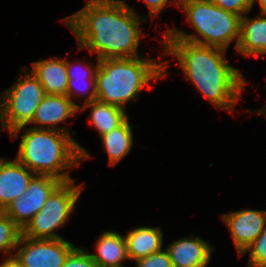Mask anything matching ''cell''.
Instances as JSON below:
<instances>
[{
	"label": "cell",
	"mask_w": 266,
	"mask_h": 267,
	"mask_svg": "<svg viewBox=\"0 0 266 267\" xmlns=\"http://www.w3.org/2000/svg\"><path fill=\"white\" fill-rule=\"evenodd\" d=\"M21 236V229L7 216L4 210H0V252L9 255L16 249Z\"/></svg>",
	"instance_id": "44dd1931"
},
{
	"label": "cell",
	"mask_w": 266,
	"mask_h": 267,
	"mask_svg": "<svg viewBox=\"0 0 266 267\" xmlns=\"http://www.w3.org/2000/svg\"><path fill=\"white\" fill-rule=\"evenodd\" d=\"M257 112V114H262V116L266 117V105L262 109L255 110L254 113Z\"/></svg>",
	"instance_id": "f546056e"
},
{
	"label": "cell",
	"mask_w": 266,
	"mask_h": 267,
	"mask_svg": "<svg viewBox=\"0 0 266 267\" xmlns=\"http://www.w3.org/2000/svg\"><path fill=\"white\" fill-rule=\"evenodd\" d=\"M62 182L50 175H35L23 195L5 208V213L22 230Z\"/></svg>",
	"instance_id": "9c48e42d"
},
{
	"label": "cell",
	"mask_w": 266,
	"mask_h": 267,
	"mask_svg": "<svg viewBox=\"0 0 266 267\" xmlns=\"http://www.w3.org/2000/svg\"><path fill=\"white\" fill-rule=\"evenodd\" d=\"M74 180L62 182L49 196L41 210L21 230L30 239H60L55 230L69 219L83 186H74Z\"/></svg>",
	"instance_id": "8992f818"
},
{
	"label": "cell",
	"mask_w": 266,
	"mask_h": 267,
	"mask_svg": "<svg viewBox=\"0 0 266 267\" xmlns=\"http://www.w3.org/2000/svg\"><path fill=\"white\" fill-rule=\"evenodd\" d=\"M90 109V121L100 136L119 127L127 118L126 111L117 106L93 100L83 104L79 110Z\"/></svg>",
	"instance_id": "ac0fdd59"
},
{
	"label": "cell",
	"mask_w": 266,
	"mask_h": 267,
	"mask_svg": "<svg viewBox=\"0 0 266 267\" xmlns=\"http://www.w3.org/2000/svg\"><path fill=\"white\" fill-rule=\"evenodd\" d=\"M146 19L122 0H88L81 10L62 21L74 33L80 49L88 48L102 60L139 57L143 35L139 27Z\"/></svg>",
	"instance_id": "6da1fadb"
},
{
	"label": "cell",
	"mask_w": 266,
	"mask_h": 267,
	"mask_svg": "<svg viewBox=\"0 0 266 267\" xmlns=\"http://www.w3.org/2000/svg\"><path fill=\"white\" fill-rule=\"evenodd\" d=\"M136 267H173L168 251L161 250L136 260Z\"/></svg>",
	"instance_id": "d4e9b609"
},
{
	"label": "cell",
	"mask_w": 266,
	"mask_h": 267,
	"mask_svg": "<svg viewBox=\"0 0 266 267\" xmlns=\"http://www.w3.org/2000/svg\"><path fill=\"white\" fill-rule=\"evenodd\" d=\"M148 9H149V15H145V18H148L146 16H151V18H155L159 13H161L162 9L165 8L166 6H171L174 3L176 4L175 6L180 7V2L181 0H144Z\"/></svg>",
	"instance_id": "484cf974"
},
{
	"label": "cell",
	"mask_w": 266,
	"mask_h": 267,
	"mask_svg": "<svg viewBox=\"0 0 266 267\" xmlns=\"http://www.w3.org/2000/svg\"><path fill=\"white\" fill-rule=\"evenodd\" d=\"M136 58H106L99 60L95 74L96 100L124 109L140 96L142 89L167 75L166 61L155 62Z\"/></svg>",
	"instance_id": "277c9868"
},
{
	"label": "cell",
	"mask_w": 266,
	"mask_h": 267,
	"mask_svg": "<svg viewBox=\"0 0 266 267\" xmlns=\"http://www.w3.org/2000/svg\"><path fill=\"white\" fill-rule=\"evenodd\" d=\"M164 53L178 60L184 76L219 110L233 112L246 84L239 69L228 64L226 50L180 39H163Z\"/></svg>",
	"instance_id": "7a4b0ae2"
},
{
	"label": "cell",
	"mask_w": 266,
	"mask_h": 267,
	"mask_svg": "<svg viewBox=\"0 0 266 267\" xmlns=\"http://www.w3.org/2000/svg\"><path fill=\"white\" fill-rule=\"evenodd\" d=\"M14 267H20L19 265L16 264V262L14 261Z\"/></svg>",
	"instance_id": "4dcf8cb0"
},
{
	"label": "cell",
	"mask_w": 266,
	"mask_h": 267,
	"mask_svg": "<svg viewBox=\"0 0 266 267\" xmlns=\"http://www.w3.org/2000/svg\"><path fill=\"white\" fill-rule=\"evenodd\" d=\"M236 50L246 57L266 54V15L240 17V39Z\"/></svg>",
	"instance_id": "9a60e30c"
},
{
	"label": "cell",
	"mask_w": 266,
	"mask_h": 267,
	"mask_svg": "<svg viewBox=\"0 0 266 267\" xmlns=\"http://www.w3.org/2000/svg\"><path fill=\"white\" fill-rule=\"evenodd\" d=\"M31 72L43 86L45 94L66 95L68 88V75L66 58L58 60L51 57L47 60L32 62Z\"/></svg>",
	"instance_id": "5bb4252c"
},
{
	"label": "cell",
	"mask_w": 266,
	"mask_h": 267,
	"mask_svg": "<svg viewBox=\"0 0 266 267\" xmlns=\"http://www.w3.org/2000/svg\"><path fill=\"white\" fill-rule=\"evenodd\" d=\"M124 237L129 260L136 261L162 250L163 232L160 227H136Z\"/></svg>",
	"instance_id": "2e32d148"
},
{
	"label": "cell",
	"mask_w": 266,
	"mask_h": 267,
	"mask_svg": "<svg viewBox=\"0 0 266 267\" xmlns=\"http://www.w3.org/2000/svg\"><path fill=\"white\" fill-rule=\"evenodd\" d=\"M98 64L99 59H97V65L94 67L89 64H83L81 66H78L77 64V67L76 65L74 66V63L72 64V62H68V60H66V69L69 80L66 95L71 99V101H73L72 99L74 95L76 96V94H78L77 92H79V95L89 93L87 98L84 100V104L96 100L95 74ZM79 67H81V69ZM82 83H84L86 86H83Z\"/></svg>",
	"instance_id": "d6986e66"
},
{
	"label": "cell",
	"mask_w": 266,
	"mask_h": 267,
	"mask_svg": "<svg viewBox=\"0 0 266 267\" xmlns=\"http://www.w3.org/2000/svg\"><path fill=\"white\" fill-rule=\"evenodd\" d=\"M17 246V252L11 258L20 267H63L69 254L76 248L64 238L30 239L22 235Z\"/></svg>",
	"instance_id": "ba28073f"
},
{
	"label": "cell",
	"mask_w": 266,
	"mask_h": 267,
	"mask_svg": "<svg viewBox=\"0 0 266 267\" xmlns=\"http://www.w3.org/2000/svg\"><path fill=\"white\" fill-rule=\"evenodd\" d=\"M180 7L183 8L186 20L194 28L196 34H199V37L194 33L187 34L177 28H168L164 32V39H180L225 50L235 40L234 48H237L240 39V16L225 11L213 4L211 0H181Z\"/></svg>",
	"instance_id": "5b68a950"
},
{
	"label": "cell",
	"mask_w": 266,
	"mask_h": 267,
	"mask_svg": "<svg viewBox=\"0 0 266 267\" xmlns=\"http://www.w3.org/2000/svg\"><path fill=\"white\" fill-rule=\"evenodd\" d=\"M97 254H90L98 267H122L128 259L126 240L122 234L112 231L102 233L96 242Z\"/></svg>",
	"instance_id": "e0dca14e"
},
{
	"label": "cell",
	"mask_w": 266,
	"mask_h": 267,
	"mask_svg": "<svg viewBox=\"0 0 266 267\" xmlns=\"http://www.w3.org/2000/svg\"><path fill=\"white\" fill-rule=\"evenodd\" d=\"M63 267H98L90 253L84 248H75L67 257Z\"/></svg>",
	"instance_id": "cb8c5ba5"
},
{
	"label": "cell",
	"mask_w": 266,
	"mask_h": 267,
	"mask_svg": "<svg viewBox=\"0 0 266 267\" xmlns=\"http://www.w3.org/2000/svg\"><path fill=\"white\" fill-rule=\"evenodd\" d=\"M20 76L14 85L1 93L3 122L9 133L28 126L45 94L39 80L28 71Z\"/></svg>",
	"instance_id": "52a82bcc"
},
{
	"label": "cell",
	"mask_w": 266,
	"mask_h": 267,
	"mask_svg": "<svg viewBox=\"0 0 266 267\" xmlns=\"http://www.w3.org/2000/svg\"><path fill=\"white\" fill-rule=\"evenodd\" d=\"M131 128L127 118L119 127L100 136L105 152L108 153L109 165L114 167L131 150L133 145Z\"/></svg>",
	"instance_id": "ffe728a7"
},
{
	"label": "cell",
	"mask_w": 266,
	"mask_h": 267,
	"mask_svg": "<svg viewBox=\"0 0 266 267\" xmlns=\"http://www.w3.org/2000/svg\"><path fill=\"white\" fill-rule=\"evenodd\" d=\"M21 129L25 133L15 159L35 175H50L68 182L73 179L63 170L78 167L80 161L92 157L70 133L24 126L11 132V139L17 138Z\"/></svg>",
	"instance_id": "3957f363"
},
{
	"label": "cell",
	"mask_w": 266,
	"mask_h": 267,
	"mask_svg": "<svg viewBox=\"0 0 266 267\" xmlns=\"http://www.w3.org/2000/svg\"><path fill=\"white\" fill-rule=\"evenodd\" d=\"M253 5L257 1L261 7V14L266 15V0H252Z\"/></svg>",
	"instance_id": "83f0119b"
},
{
	"label": "cell",
	"mask_w": 266,
	"mask_h": 267,
	"mask_svg": "<svg viewBox=\"0 0 266 267\" xmlns=\"http://www.w3.org/2000/svg\"><path fill=\"white\" fill-rule=\"evenodd\" d=\"M213 4L240 17L249 13L253 7L252 0H211Z\"/></svg>",
	"instance_id": "603a6c76"
},
{
	"label": "cell",
	"mask_w": 266,
	"mask_h": 267,
	"mask_svg": "<svg viewBox=\"0 0 266 267\" xmlns=\"http://www.w3.org/2000/svg\"><path fill=\"white\" fill-rule=\"evenodd\" d=\"M173 267H207L214 248L200 236L183 237L165 248Z\"/></svg>",
	"instance_id": "4fadbf2b"
},
{
	"label": "cell",
	"mask_w": 266,
	"mask_h": 267,
	"mask_svg": "<svg viewBox=\"0 0 266 267\" xmlns=\"http://www.w3.org/2000/svg\"><path fill=\"white\" fill-rule=\"evenodd\" d=\"M35 174L15 160L0 158V210L12 203L27 190Z\"/></svg>",
	"instance_id": "7c38bea8"
},
{
	"label": "cell",
	"mask_w": 266,
	"mask_h": 267,
	"mask_svg": "<svg viewBox=\"0 0 266 267\" xmlns=\"http://www.w3.org/2000/svg\"><path fill=\"white\" fill-rule=\"evenodd\" d=\"M239 256L262 233L266 226V211L243 209L223 214Z\"/></svg>",
	"instance_id": "30bf717a"
},
{
	"label": "cell",
	"mask_w": 266,
	"mask_h": 267,
	"mask_svg": "<svg viewBox=\"0 0 266 267\" xmlns=\"http://www.w3.org/2000/svg\"><path fill=\"white\" fill-rule=\"evenodd\" d=\"M249 251L248 267H266V226L262 233L244 250L243 256Z\"/></svg>",
	"instance_id": "7402d4cb"
},
{
	"label": "cell",
	"mask_w": 266,
	"mask_h": 267,
	"mask_svg": "<svg viewBox=\"0 0 266 267\" xmlns=\"http://www.w3.org/2000/svg\"><path fill=\"white\" fill-rule=\"evenodd\" d=\"M79 107L80 105L71 101L67 95L46 94L36 109L30 124H37V127L34 126L33 128L70 133L66 126L57 128V124L62 121L65 122L68 118L73 117V115L79 111Z\"/></svg>",
	"instance_id": "8fae6325"
},
{
	"label": "cell",
	"mask_w": 266,
	"mask_h": 267,
	"mask_svg": "<svg viewBox=\"0 0 266 267\" xmlns=\"http://www.w3.org/2000/svg\"><path fill=\"white\" fill-rule=\"evenodd\" d=\"M0 123L2 125V128L5 129L4 122H3V105H2V101H0Z\"/></svg>",
	"instance_id": "f1b7e54d"
},
{
	"label": "cell",
	"mask_w": 266,
	"mask_h": 267,
	"mask_svg": "<svg viewBox=\"0 0 266 267\" xmlns=\"http://www.w3.org/2000/svg\"><path fill=\"white\" fill-rule=\"evenodd\" d=\"M0 267H14V260L11 257H4V261L0 264Z\"/></svg>",
	"instance_id": "4316f807"
}]
</instances>
